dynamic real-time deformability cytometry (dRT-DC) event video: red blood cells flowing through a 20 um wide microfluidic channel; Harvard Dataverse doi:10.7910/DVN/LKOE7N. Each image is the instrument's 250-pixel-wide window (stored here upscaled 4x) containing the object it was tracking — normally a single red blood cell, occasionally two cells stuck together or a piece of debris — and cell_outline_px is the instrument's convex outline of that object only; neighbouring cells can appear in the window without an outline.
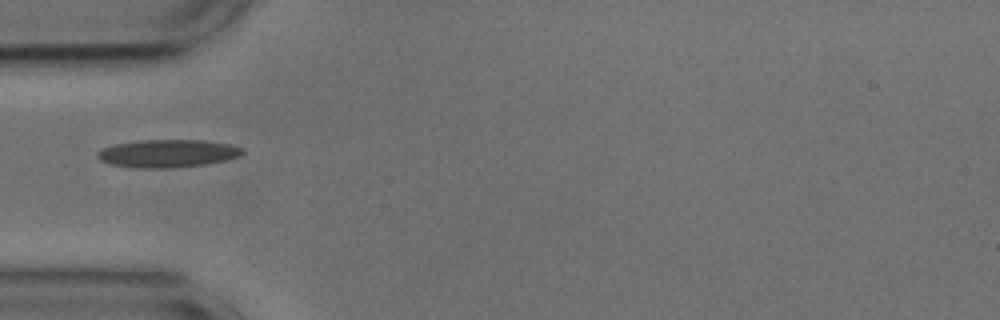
{"species": "common noctule bat (a hibernating species)", "species_latin": "Nyctalus noctula", "temperature_condition": "cold", "stored_images_in_passage": 1, "camera_frame_rate_fps": 3000, "um_per_image_px": 0.085, "animal": {"sex": "male", "body_mass_g": 17.9, "forearm_length_mm": 54.2}, "frame": {"image": 1, "passage_image": 1, "time_ms": 0.0, "image_size_px": [1000, 320], "cell_outline_px": [[244, 152], [240, 156], [224, 160], [204, 164], [168, 168], [136, 168], [108, 164], [100, 160], [96, 156], [96, 152], [100, 148], [112, 144], [136, 140], [204, 140], [232, 144], [244, 148]], "centroid_in_image_um": [14.19, 13.03], "position_along_channel_um": 70.8, "area_um2": 23.87}}